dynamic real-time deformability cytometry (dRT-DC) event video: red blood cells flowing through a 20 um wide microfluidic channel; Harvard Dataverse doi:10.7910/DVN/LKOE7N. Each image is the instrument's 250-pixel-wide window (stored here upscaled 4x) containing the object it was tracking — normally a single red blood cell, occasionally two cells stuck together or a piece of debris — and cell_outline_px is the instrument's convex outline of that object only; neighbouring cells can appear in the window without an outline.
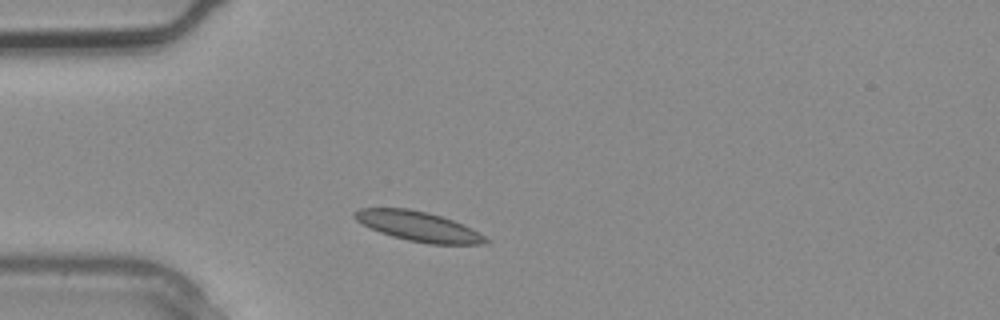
{"species": "common noctule bat (a hibernating species)", "species_latin": "Nyctalus noctula", "temperature_condition": "warm", "stored_images_in_passage": 3, "camera_frame_rate_fps": 3000, "um_per_image_px": 0.085, "animal": {"sex": "male", "body_mass_g": 20.4}, "frame": {"image": 1, "passage_image": 3, "time_ms": 0.667, "image_size_px": [1000, 320], "cell_outline_px": [[488, 240], [484, 244], [428, 244], [408, 240], [392, 236], [380, 232], [356, 220], [352, 216], [352, 212], [360, 208], [408, 208], [428, 212], [464, 224], [472, 228], [484, 236]], "centroid_in_image_um": [35.55, 19.23], "position_along_channel_um": 49.5, "area_um2": 22.6}}